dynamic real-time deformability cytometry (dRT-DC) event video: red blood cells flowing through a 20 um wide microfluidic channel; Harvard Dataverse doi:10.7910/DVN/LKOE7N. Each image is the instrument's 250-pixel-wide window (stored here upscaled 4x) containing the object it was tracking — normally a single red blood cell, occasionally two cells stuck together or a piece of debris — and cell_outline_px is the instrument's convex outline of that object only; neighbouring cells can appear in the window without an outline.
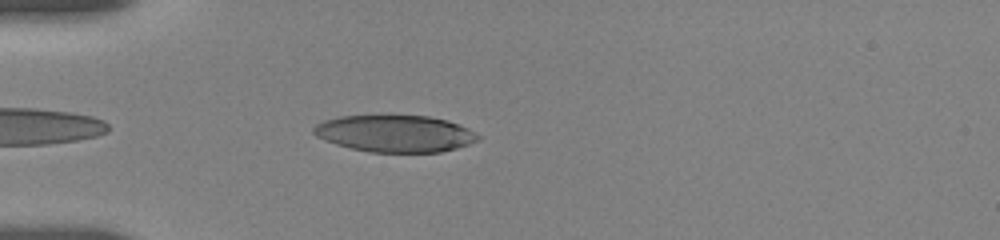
{"species": "human", "species_latin": "Homo sapiens", "temperature_condition": "room temperature", "stored_images_in_passage": 15, "camera_frame_rate_fps": 3000, "um_per_image_px": 0.085, "donor": {"sex": "female"}, "frame": {"image": 1, "passage_image": 3, "time_ms": 0.667, "image_size_px": [1000, 240], "cell_outline_px": [[480, 136], [476, 140], [468, 144], [456, 148], [440, 152], [368, 152], [336, 144], [324, 140], [316, 136], [312, 132], [312, 128], [316, 124], [324, 120], [340, 116], [428, 116], [448, 120], [468, 128]], "centroid_in_image_um": [33.55, 11.35], "position_along_channel_um": 51.5, "area_um2": 35.14}}
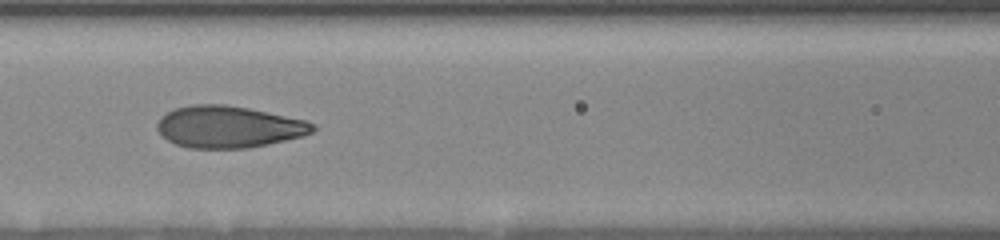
{"frame": {"image": 2, "passage_image": 10, "time_ms": 3.667, "image_size_px": [1000, 240], "cell_outline_px": [[316, 128], [312, 132], [304, 136], [268, 144], [248, 148], [188, 148], [176, 144], [168, 140], [156, 128], [156, 124], [160, 116], [176, 108], [192, 104], [224, 104], [248, 108], [304, 120], [316, 124]], "centroid_in_image_um": [19.43, 10.78], "position_along_channel_um": 147.2, "area_um2": 37.86}}
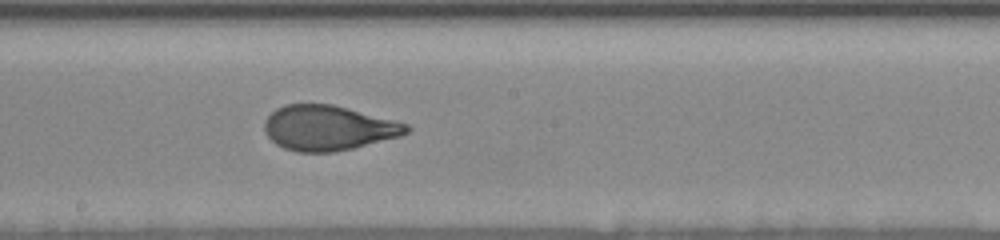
{"frame": {"image": 3, "passage_image": 15, "time_ms": 5.667, "image_size_px": [1000, 240], "cell_outline_px": [[412, 128], [408, 132], [400, 136], [352, 148], [332, 152], [296, 152], [284, 148], [276, 144], [264, 132], [264, 120], [276, 108], [284, 104], [332, 104], [396, 120], [408, 124]], "centroid_in_image_um": [27.89, 10.87], "position_along_channel_um": 220.3, "area_um2": 37.28}}